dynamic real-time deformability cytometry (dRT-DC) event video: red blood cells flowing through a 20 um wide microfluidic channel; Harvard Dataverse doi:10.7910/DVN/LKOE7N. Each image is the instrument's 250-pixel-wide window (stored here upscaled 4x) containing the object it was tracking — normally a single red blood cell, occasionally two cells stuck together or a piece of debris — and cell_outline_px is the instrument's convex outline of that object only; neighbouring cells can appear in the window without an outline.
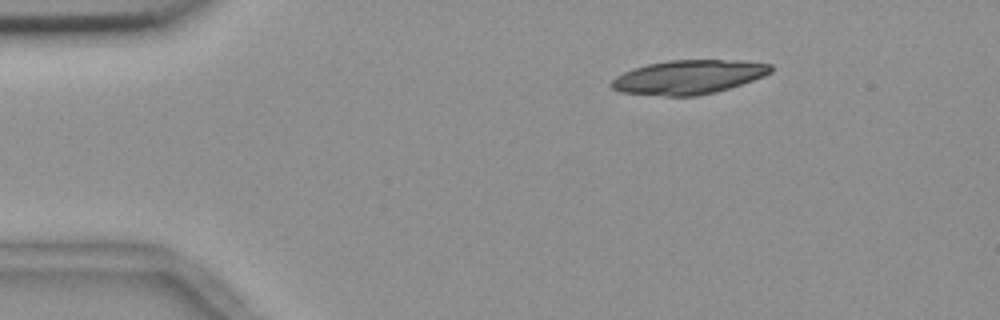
{"species": "common noctule bat (a hibernating species)", "species_latin": "Nyctalus noctula", "temperature_condition": "room temperature", "stored_images_in_passage": 3, "camera_frame_rate_fps": 3000, "um_per_image_px": 0.085, "animal": {"sex": "female", "body_mass_g": 18.4}, "frame": {"image": 1, "passage_image": 1, "time_ms": 0.0, "image_size_px": [1000, 320], "cell_outline_px": [[772, 72], [764, 76], [716, 92], [696, 96], [668, 96], [620, 92], [612, 88], [608, 84], [616, 76], [624, 72], [648, 64], [668, 60], [744, 60], [772, 64]], "centroid_in_image_um": [58.53, 6.54], "position_along_channel_um": 26.5, "area_um2": 31.56}}